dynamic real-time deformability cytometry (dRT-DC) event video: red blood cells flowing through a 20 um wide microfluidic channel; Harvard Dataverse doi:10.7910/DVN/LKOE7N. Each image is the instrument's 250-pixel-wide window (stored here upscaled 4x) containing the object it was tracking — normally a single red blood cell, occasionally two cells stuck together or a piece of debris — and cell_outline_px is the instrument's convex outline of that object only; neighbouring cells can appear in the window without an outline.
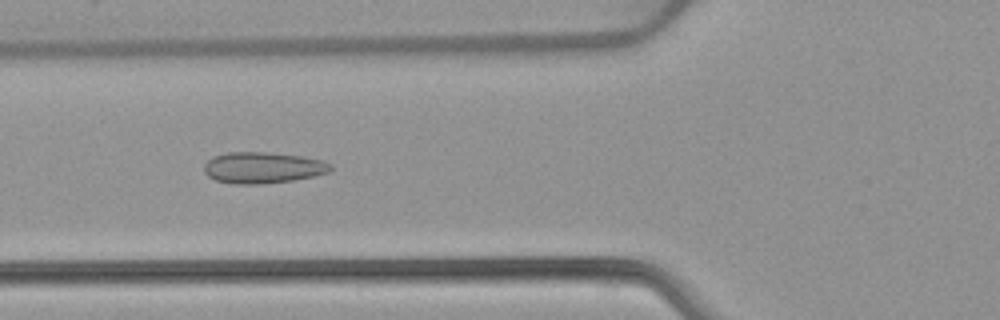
{"species": "common noctule bat (a hibernating species)", "species_latin": "Nyctalus noctula", "temperature_condition": "warm", "stored_images_in_passage": 43, "camera_frame_rate_fps": 3000, "um_per_image_px": 0.085, "animal": {"sex": "female", "body_mass_g": 22.7, "forearm_length_mm": 54.2}, "frame": {"image": 1, "passage_image": 10, "time_ms": 3.0, "image_size_px": [1000, 320], "cell_outline_px": [[332, 168], [328, 172], [312, 176], [292, 180], [260, 184], [236, 184], [216, 180], [208, 176], [204, 172], [204, 164], [212, 156], [228, 152], [268, 152], [304, 156], [324, 160], [332, 164]], "centroid_in_image_um": [22.34, 14.24], "position_along_channel_um": 103.5, "area_um2": 23.12}}
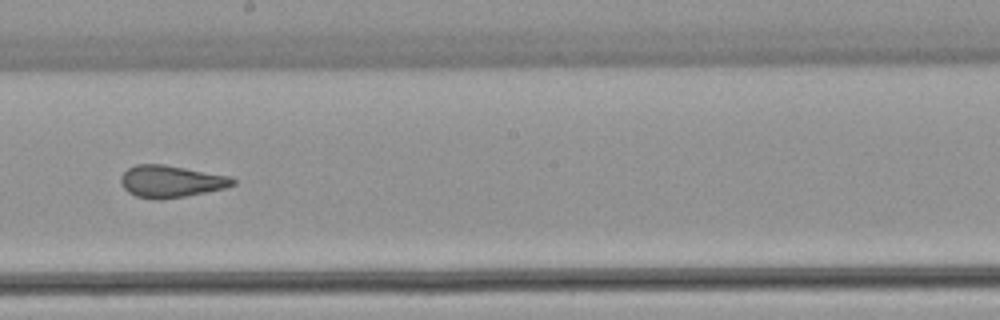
{"frame": {"image": 2, "passage_image": 20, "time_ms": 6.333, "image_size_px": [1000, 320], "cell_outline_px": [[236, 184], [224, 188], [184, 196], [160, 200], [156, 200], [136, 196], [128, 192], [124, 188], [120, 180], [120, 176], [128, 168], [136, 164], [164, 164], [232, 176], [236, 180]], "centroid_in_image_um": [14.53, 15.41], "position_along_channel_um": 233.7, "area_um2": 20.98}}
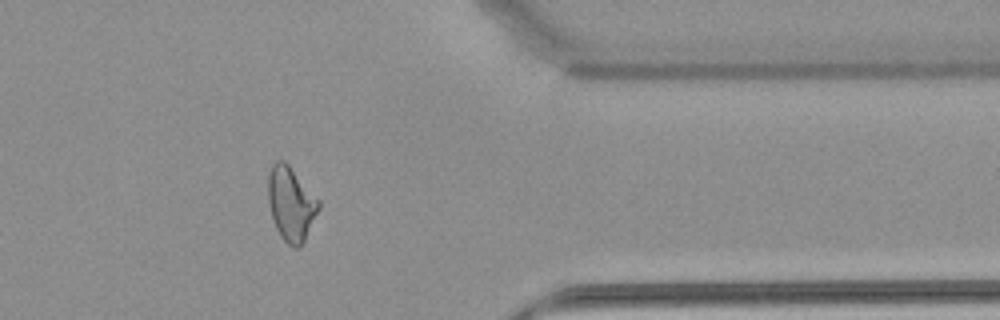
{"frame": {"image": 3, "passage_image": 33, "time_ms": 10.667, "image_size_px": [1000, 320], "cell_outline_px": [[320, 208], [304, 244], [300, 248], [292, 248], [280, 236], [272, 220], [268, 200], [268, 176], [272, 164], [276, 160], [284, 160], [288, 164], [320, 200]], "centroid_in_image_um": [24.75, 17.36], "position_along_channel_um": 386.7, "area_um2": 22.2}, "authors_computed_cell_mechanics": {"area_um2": 21.3282, "velocity_mm_per_s": 3.8982, "shape_relaxation_time_tau1_ms": null, "shape_relaxation_time_tau2_ms": 1.1118, "deformation_change_tau1": null, "deformation_change_tau2": 0.0753}}